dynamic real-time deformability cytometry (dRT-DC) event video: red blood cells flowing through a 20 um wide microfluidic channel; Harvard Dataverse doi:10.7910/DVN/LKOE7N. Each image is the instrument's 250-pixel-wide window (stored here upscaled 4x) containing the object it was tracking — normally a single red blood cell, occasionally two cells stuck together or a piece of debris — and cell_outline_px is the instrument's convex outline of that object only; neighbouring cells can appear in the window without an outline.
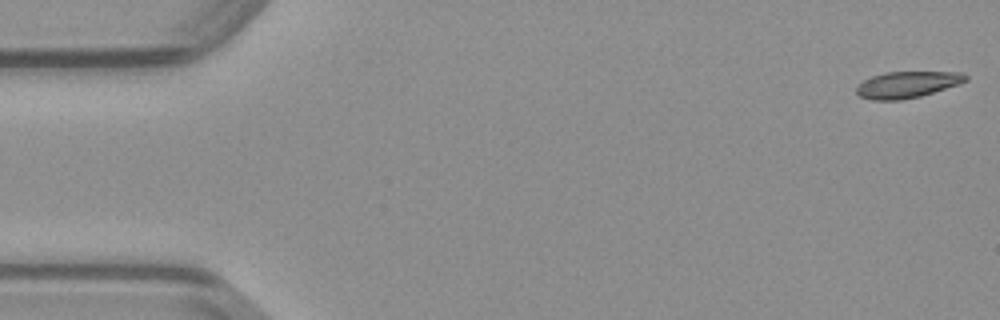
{"species": "common noctule bat (a hibernating species)", "species_latin": "Nyctalus noctula", "temperature_condition": "warm", "stored_images_in_passage": 49, "camera_frame_rate_fps": 3000, "um_per_image_px": 0.085, "animal": {"sex": "male", "body_mass_g": 23.1, "forearm_length_mm": 52.7}, "frame": {"image": 1, "passage_image": 1, "time_ms": 0.0, "image_size_px": [1000, 320], "cell_outline_px": [[968, 80], [960, 84], [920, 96], [900, 100], [872, 100], [860, 96], [856, 92], [856, 84], [872, 76], [888, 72], [960, 72], [968, 76]], "centroid_in_image_um": [77.11, 7.19], "position_along_channel_um": 7.9, "area_um2": 16.82}}
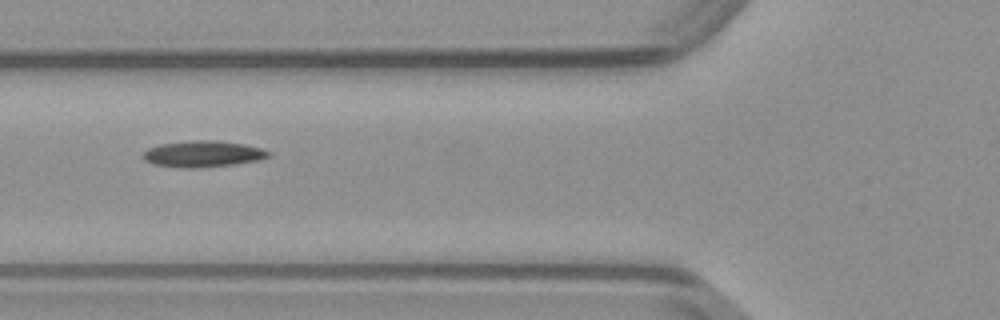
{"frame": {"image": 2, "passage_image": 18, "time_ms": 5.667, "image_size_px": [1000, 320], "cell_outline_px": [[272, 156], [260, 160], [236, 164], [200, 168], [184, 168], [152, 164], [144, 160], [144, 152], [148, 148], [160, 144], [196, 140], [216, 140], [244, 144], [260, 148], [272, 152]], "centroid_in_image_um": [17.3, 13.09], "position_along_channel_um": 108.5, "area_um2": 19.36}}
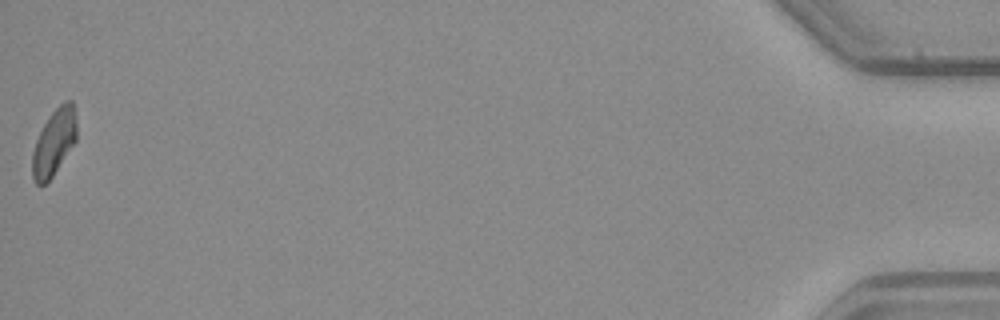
{"frame": {"image": 3, "passage_image": 49, "time_ms": 16.0, "image_size_px": [1000, 320], "cell_outline_px": [[76, 140], [52, 176], [44, 184], [36, 184], [32, 176], [32, 152], [36, 140], [44, 124], [52, 112], [64, 100], [72, 100], [76, 120]], "centroid_in_image_um": [4.58, 12.08], "position_along_channel_um": 430.6, "area_um2": 16.82}}